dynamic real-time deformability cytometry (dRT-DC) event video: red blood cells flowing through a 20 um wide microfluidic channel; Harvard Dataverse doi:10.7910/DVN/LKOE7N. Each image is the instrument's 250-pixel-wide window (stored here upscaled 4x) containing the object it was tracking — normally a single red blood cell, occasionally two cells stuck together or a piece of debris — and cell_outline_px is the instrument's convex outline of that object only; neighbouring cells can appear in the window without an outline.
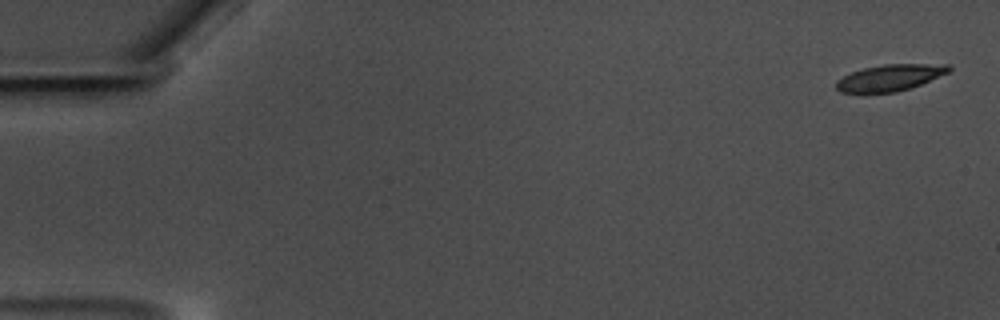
{"species": "common noctule bat (a hibernating species)", "species_latin": "Nyctalus noctula", "temperature_condition": "warm", "stored_images_in_passage": 16, "camera_frame_rate_fps": 3000, "um_per_image_px": 0.085, "animal": {"sex": "male", "body_mass_g": 17.5, "forearm_length_mm": 52.3}, "frame": {"image": 1, "passage_image": 1, "time_ms": 0.0, "image_size_px": [1000, 320], "cell_outline_px": [[952, 68], [948, 72], [920, 84], [896, 92], [840, 92], [836, 88], [836, 80], [852, 72], [864, 68], [884, 64], [948, 64]], "centroid_in_image_um": [75.64, 6.59], "position_along_channel_um": 9.4, "area_um2": 16.99}}
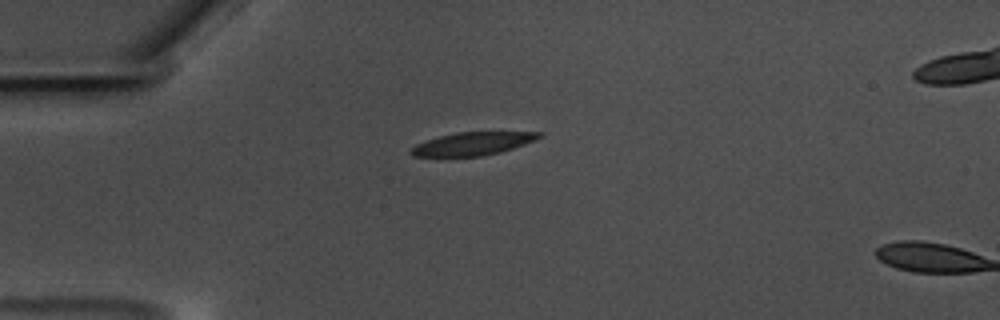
{"frame": {"image": 2, "passage_image": 15, "time_ms": 4.667, "image_size_px": [1000, 320], "cell_outline_px": [[544, 136], [524, 144], [500, 152], [480, 156], [412, 156], [408, 152], [416, 144], [440, 136], [456, 132], [544, 132]], "centroid_in_image_um": [40.19, 12.21], "position_along_channel_um": 44.8, "area_um2": 16.99}}